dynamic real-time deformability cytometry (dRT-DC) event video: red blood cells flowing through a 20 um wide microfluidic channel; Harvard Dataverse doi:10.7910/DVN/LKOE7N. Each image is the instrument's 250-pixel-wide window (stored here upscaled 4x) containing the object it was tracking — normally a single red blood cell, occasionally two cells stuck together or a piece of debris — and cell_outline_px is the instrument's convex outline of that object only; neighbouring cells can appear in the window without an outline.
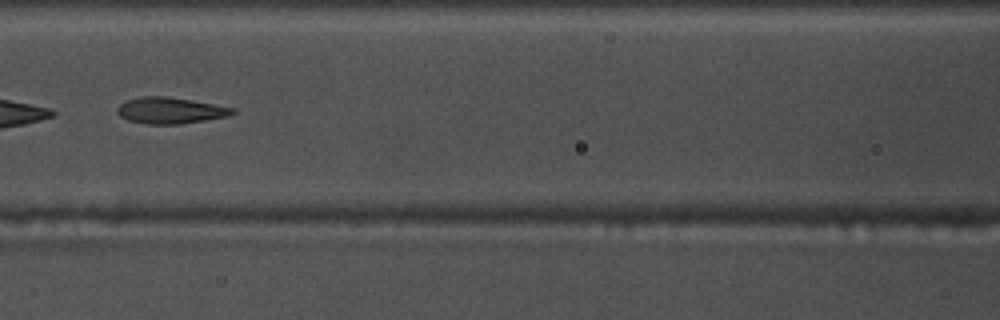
{"species": "common noctule bat (a hibernating species)", "species_latin": "Nyctalus noctula", "temperature_condition": "warm", "stored_images_in_passage": 52, "camera_frame_rate_fps": 3000, "um_per_image_px": 0.085, "animal": {"sex": "male", "body_mass_g": 17.5, "forearm_length_mm": 52.3}, "frame": {"image": 1, "passage_image": 23, "time_ms": 7.333, "image_size_px": [1000, 320], "cell_outline_px": [[236, 112], [228, 116], [180, 124], [148, 124], [128, 120], [120, 116], [116, 112], [116, 108], [120, 104], [128, 100], [140, 96], [164, 96], [236, 108]], "centroid_in_image_um": [14.45, 9.39], "position_along_channel_um": 152.2, "area_um2": 17.46}, "authors_computed_cell_mechanics": {"area_um2": 20.6635, "velocity_mm_per_s": 3.7265, "shape_relaxation_time_tau1_ms": 3.6268, "shape_relaxation_time_tau2_ms": 1.5635, "deformation_change_tau1": 0.1784, "deformation_change_tau2": 0.1131}}